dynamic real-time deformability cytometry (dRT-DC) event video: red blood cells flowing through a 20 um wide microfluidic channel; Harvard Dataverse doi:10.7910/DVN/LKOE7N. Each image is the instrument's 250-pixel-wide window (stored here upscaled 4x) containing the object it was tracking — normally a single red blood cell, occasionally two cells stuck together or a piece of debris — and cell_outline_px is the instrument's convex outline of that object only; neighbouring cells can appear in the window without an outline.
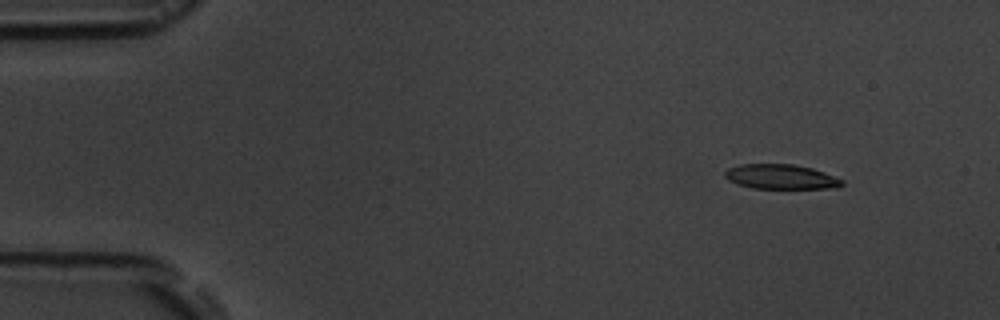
{"species": "common noctule bat (a hibernating species)", "species_latin": "Nyctalus noctula", "temperature_condition": "room temperature", "stored_images_in_passage": 5, "camera_frame_rate_fps": 3000, "um_per_image_px": 0.085, "animal": {"sex": "male", "body_mass_g": 19.5, "forearm_length_mm": 54.6}, "frame": {"image": 1, "passage_image": 2, "time_ms": 1.0, "image_size_px": [1000, 320], "cell_outline_px": [[844, 184], [836, 188], [752, 188], [728, 180], [724, 176], [724, 172], [728, 168], [740, 164], [792, 164], [812, 168], [824, 172], [844, 180]], "centroid_in_image_um": [66.39, 15.02], "position_along_channel_um": 18.6, "area_um2": 16.82}}
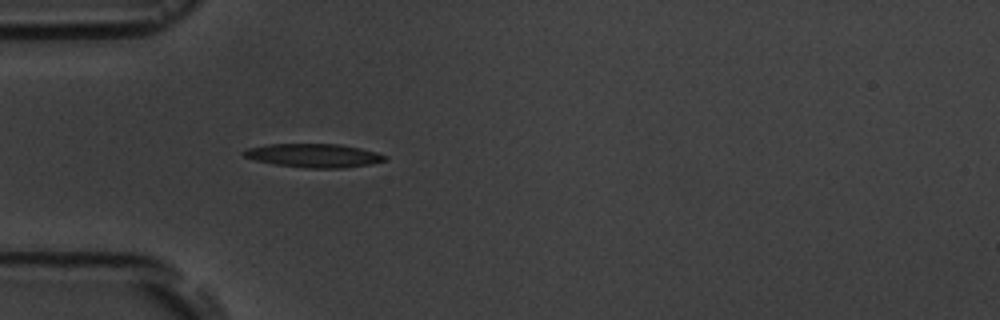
{"frame": {"image": 2, "passage_image": 5, "time_ms": 4.667, "image_size_px": [1000, 320], "cell_outline_px": [[388, 160], [372, 164], [344, 168], [304, 168], [276, 164], [256, 160], [244, 156], [240, 152], [248, 148], [268, 144], [340, 144], [360, 148], [376, 152], [388, 156]], "centroid_in_image_um": [26.72, 13.22], "position_along_channel_um": 58.3, "area_um2": 19.54}}